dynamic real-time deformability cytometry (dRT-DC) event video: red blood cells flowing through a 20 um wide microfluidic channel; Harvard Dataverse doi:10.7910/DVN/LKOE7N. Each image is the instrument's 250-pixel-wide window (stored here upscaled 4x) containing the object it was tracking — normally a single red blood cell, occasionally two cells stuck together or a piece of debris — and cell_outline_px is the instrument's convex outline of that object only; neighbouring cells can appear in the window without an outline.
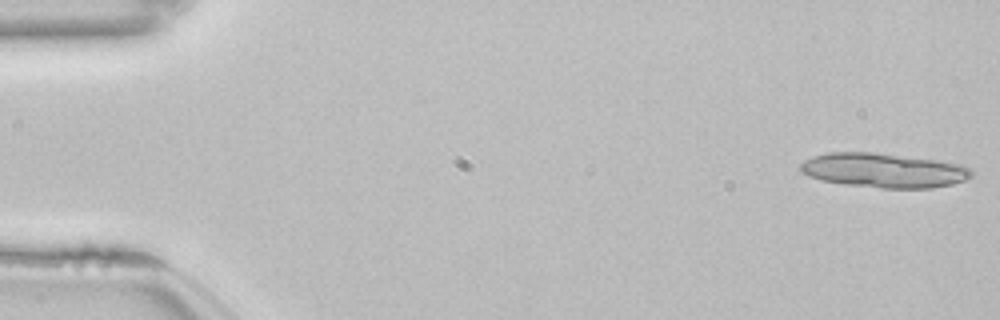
{"species": "common noctule bat (a hibernating species)", "species_latin": "Nyctalus noctula", "temperature_condition": "room temperature", "stored_images_in_passage": 14, "camera_frame_rate_fps": 3000, "um_per_image_px": 0.085, "animal": {"sex": "female", "body_mass_g": 22.7, "forearm_length_mm": 54.2}, "frame": {"image": 1, "passage_image": 1, "time_ms": 0.0, "image_size_px": [1000, 320], "cell_outline_px": [[972, 176], [964, 180], [952, 184], [932, 188], [880, 188], [844, 184], [820, 180], [808, 176], [800, 172], [800, 164], [804, 160], [812, 156], [828, 152], [872, 152], [940, 160], [964, 164], [972, 172]], "centroid_in_image_um": [75.1, 14.47], "position_along_channel_um": 9.9, "area_um2": 34.62}}